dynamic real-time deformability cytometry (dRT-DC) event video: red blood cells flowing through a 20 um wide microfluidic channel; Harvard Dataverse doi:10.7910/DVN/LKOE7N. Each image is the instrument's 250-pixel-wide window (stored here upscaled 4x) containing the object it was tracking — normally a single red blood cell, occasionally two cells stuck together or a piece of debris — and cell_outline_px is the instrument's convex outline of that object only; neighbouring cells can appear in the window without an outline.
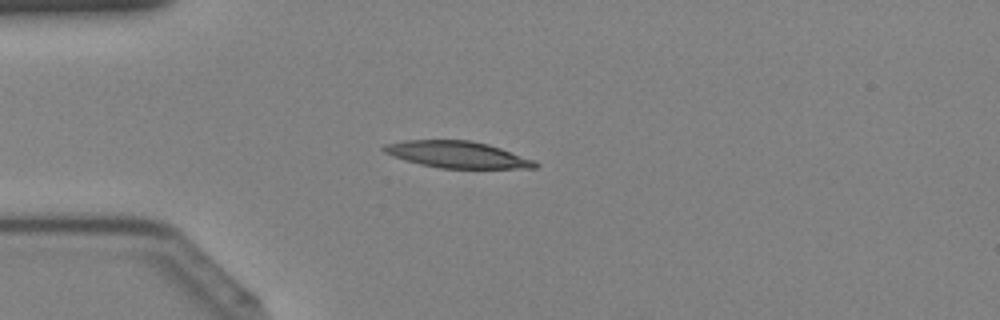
{"species": "Egyptian fruit bat (a non-hibernating species)", "species_latin": "Rousettus aegyptiacus", "temperature_condition": "cold", "stored_images_in_passage": 37, "camera_frame_rate_fps": 3000, "um_per_image_px": 0.085, "animal": {"sex": "female"}, "frame": {"image": 1, "passage_image": 10, "time_ms": 3.0, "image_size_px": [1000, 320], "cell_outline_px": [[540, 164], [536, 168], [440, 168], [420, 164], [404, 160], [392, 156], [384, 152], [380, 148], [384, 144], [404, 140], [472, 140], [488, 144], [500, 148], [532, 160]], "centroid_in_image_um": [38.8, 13.13], "position_along_channel_um": 46.2, "area_um2": 23.41}}
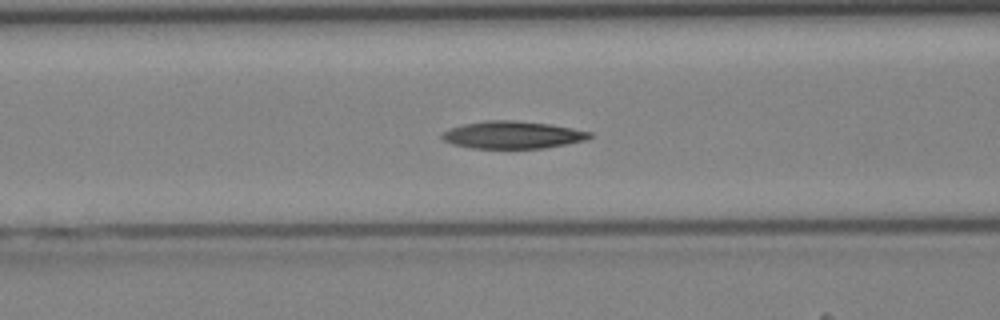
{"frame": {"image": 2, "passage_image": 16, "time_ms": 5.0, "image_size_px": [1000, 320], "cell_outline_px": [[592, 136], [584, 140], [544, 148], [472, 148], [452, 144], [444, 140], [440, 136], [444, 132], [452, 128], [464, 124], [484, 120], [512, 120], [552, 124], [592, 132]], "centroid_in_image_um": [43.57, 11.46], "position_along_channel_um": 123.0, "area_um2": 23.41}}
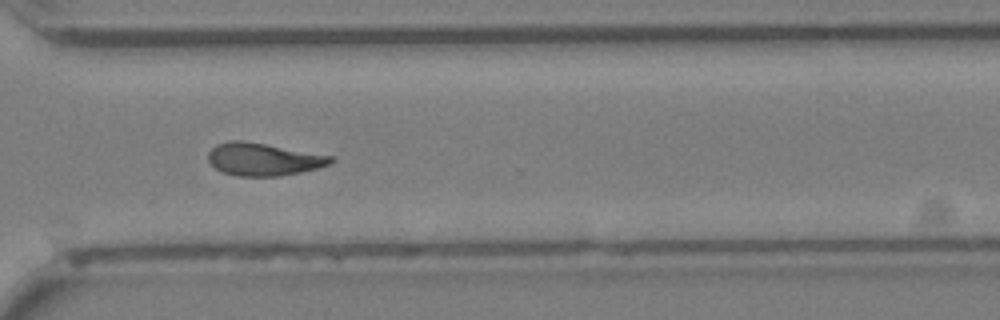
{"frame": {"image": 3, "passage_image": 30, "time_ms": 9.667, "image_size_px": [1000, 320], "cell_outline_px": [[336, 160], [328, 164], [316, 168], [300, 172], [280, 176], [236, 176], [224, 172], [216, 168], [208, 160], [208, 152], [216, 144], [228, 140], [244, 140], [336, 156]], "centroid_in_image_um": [22.41, 13.52], "position_along_channel_um": 348.2, "area_um2": 23.47}}